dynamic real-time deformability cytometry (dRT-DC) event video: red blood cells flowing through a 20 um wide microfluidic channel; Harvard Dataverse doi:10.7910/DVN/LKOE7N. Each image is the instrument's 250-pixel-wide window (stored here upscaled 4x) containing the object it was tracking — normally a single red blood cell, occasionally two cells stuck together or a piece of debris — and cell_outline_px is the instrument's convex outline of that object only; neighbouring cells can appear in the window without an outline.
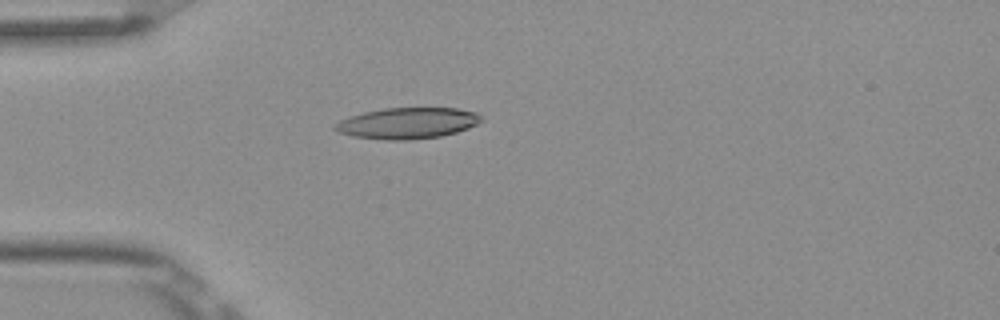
{"species": "Egyptian fruit bat (a non-hibernating species)", "species_latin": "Rousettus aegyptiacus", "temperature_condition": "room temperature", "stored_images_in_passage": 5, "camera_frame_rate_fps": 3000, "um_per_image_px": 0.085, "frame": {"image": 1, "passage_image": 4, "time_ms": 1.0, "image_size_px": [1000, 320], "cell_outline_px": [[484, 120], [468, 128], [456, 132], [440, 136], [408, 140], [384, 140], [352, 136], [340, 132], [332, 128], [332, 124], [340, 120], [364, 112], [384, 108], [456, 108], [476, 112]], "centroid_in_image_um": [34.62, 10.47], "position_along_channel_um": 50.4, "area_um2": 26.47}}